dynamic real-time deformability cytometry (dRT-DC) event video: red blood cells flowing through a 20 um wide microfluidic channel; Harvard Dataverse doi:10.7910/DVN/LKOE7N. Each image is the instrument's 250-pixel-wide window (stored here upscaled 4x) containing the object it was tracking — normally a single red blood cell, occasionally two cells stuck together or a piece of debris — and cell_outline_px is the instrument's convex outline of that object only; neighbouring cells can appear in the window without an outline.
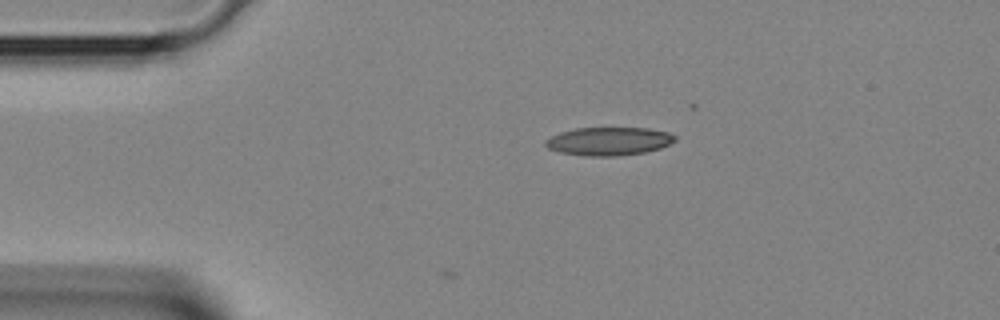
{"species": "Egyptian fruit bat (a non-hibernating species)", "species_latin": "Rousettus aegyptiacus", "temperature_condition": "room temperature", "stored_images_in_passage": 3, "camera_frame_rate_fps": 3000, "um_per_image_px": 0.085, "animal": {"sex": "female"}, "frame": {"image": 1, "passage_image": 1, "time_ms": 0.0, "image_size_px": [1000, 320], "cell_outline_px": [[676, 140], [660, 148], [644, 152], [616, 156], [588, 156], [560, 152], [548, 148], [544, 144], [544, 140], [560, 132], [576, 128], [648, 128], [668, 132], [676, 136]], "centroid_in_image_um": [51.74, 12.0], "position_along_channel_um": 33.3, "area_um2": 21.21}}